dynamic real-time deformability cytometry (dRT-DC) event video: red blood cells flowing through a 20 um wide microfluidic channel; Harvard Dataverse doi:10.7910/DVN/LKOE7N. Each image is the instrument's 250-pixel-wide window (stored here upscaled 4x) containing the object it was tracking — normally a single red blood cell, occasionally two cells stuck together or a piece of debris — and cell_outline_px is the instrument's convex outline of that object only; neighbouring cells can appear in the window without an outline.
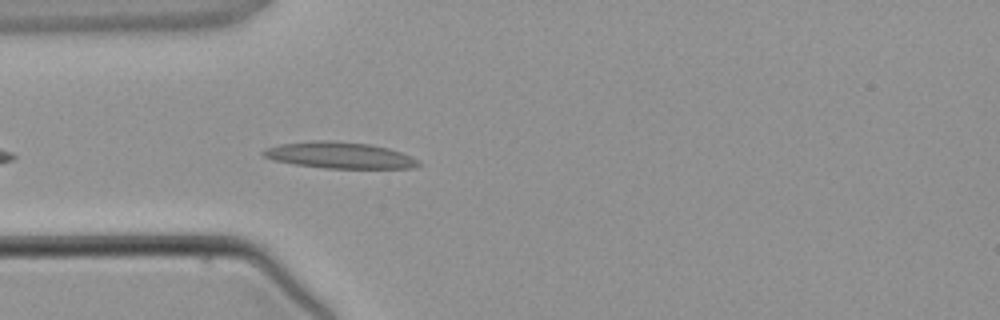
{"species": "common noctule bat (a hibernating species)", "species_latin": "Nyctalus noctula", "temperature_condition": "warm", "stored_images_in_passage": 4, "camera_frame_rate_fps": 3000, "um_per_image_px": 0.085, "animal": {"sex": "male", "body_mass_g": 21.5, "forearm_length_mm": 52.0}, "frame": {"image": 1, "passage_image": 4, "time_ms": 3.667, "image_size_px": [1000, 320], "cell_outline_px": [[420, 164], [416, 168], [324, 168], [296, 164], [272, 160], [264, 156], [260, 152], [264, 148], [280, 144], [316, 140], [324, 140], [368, 144], [388, 148], [400, 152], [420, 160]], "centroid_in_image_um": [28.84, 13.2], "position_along_channel_um": 56.2, "area_um2": 23.7}}